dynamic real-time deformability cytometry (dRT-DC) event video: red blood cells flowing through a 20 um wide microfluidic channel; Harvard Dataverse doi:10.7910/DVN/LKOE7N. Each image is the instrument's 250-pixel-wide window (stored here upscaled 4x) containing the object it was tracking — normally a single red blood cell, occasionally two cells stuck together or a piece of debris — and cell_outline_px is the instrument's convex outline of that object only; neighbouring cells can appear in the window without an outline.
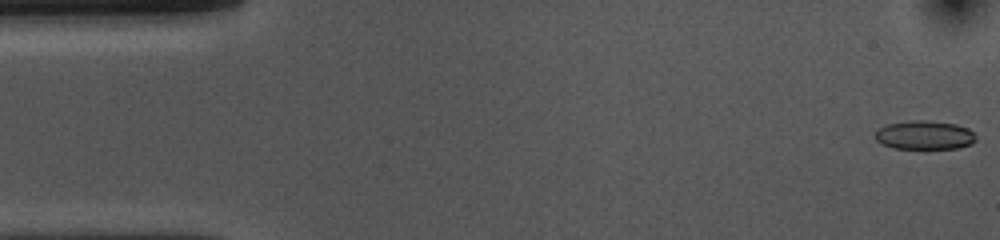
{"species": "common noctule bat (a hibernating species)", "species_latin": "Nyctalus noctula", "temperature_condition": "cold", "stored_images_in_passage": 53, "camera_frame_rate_fps": 3000, "um_per_image_px": 0.085, "animal": {"sex": "female", "body_mass_g": 10.0, "forearm_length_mm": 53.1}, "frame": {"image": 1, "passage_image": 1, "time_ms": 0.0, "image_size_px": [1000, 240], "cell_outline_px": [[976, 140], [972, 144], [960, 148], [892, 148], [876, 140], [876, 132], [880, 128], [888, 124], [912, 120], [924, 120], [956, 124], [968, 128], [976, 136]], "centroid_in_image_um": [78.63, 11.48], "position_along_channel_um": 6.4, "area_um2": 16.76}}
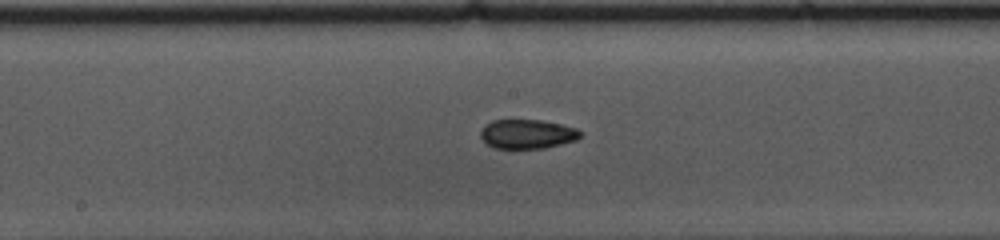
{"frame": {"image": 2, "passage_image": 26, "time_ms": 8.333, "image_size_px": [1000, 240], "cell_outline_px": [[580, 136], [576, 140], [544, 148], [496, 148], [488, 144], [480, 136], [480, 132], [484, 124], [492, 120], [540, 120], [560, 124], [576, 128], [580, 132]], "centroid_in_image_um": [44.79, 11.38], "position_along_channel_um": 203.4, "area_um2": 16.82}}
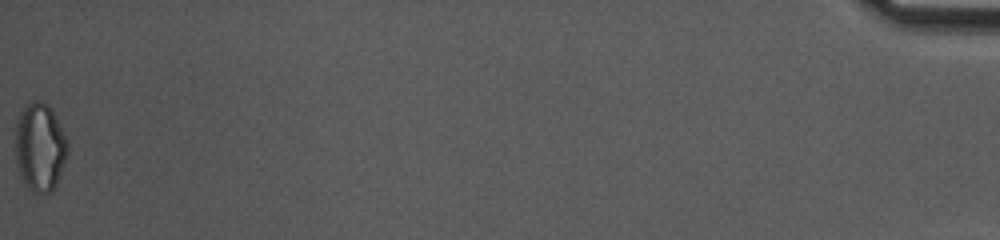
{"frame": {"image": 3, "passage_image": 53, "time_ms": 17.333, "image_size_px": [1000, 240], "cell_outline_px": [[68, 152], [64, 164], [56, 184], [48, 192], [32, 192], [24, 184], [16, 160], [16, 124], [20, 112], [32, 100], [44, 100], [48, 104], [68, 140]], "centroid_in_image_um": [3.4, 12.48], "position_along_channel_um": 431.8, "area_um2": 26.65}, "authors_computed_cell_mechanics": {"area_um2": 17.6868, "velocity_mm_per_s": 3.7365, "shape_relaxation_time_tau1_ms": 4.1402, "shape_relaxation_time_tau2_ms": 2.5672, "deformation_change_tau1": 0.1134, "deformation_change_tau2": 0.0806}}